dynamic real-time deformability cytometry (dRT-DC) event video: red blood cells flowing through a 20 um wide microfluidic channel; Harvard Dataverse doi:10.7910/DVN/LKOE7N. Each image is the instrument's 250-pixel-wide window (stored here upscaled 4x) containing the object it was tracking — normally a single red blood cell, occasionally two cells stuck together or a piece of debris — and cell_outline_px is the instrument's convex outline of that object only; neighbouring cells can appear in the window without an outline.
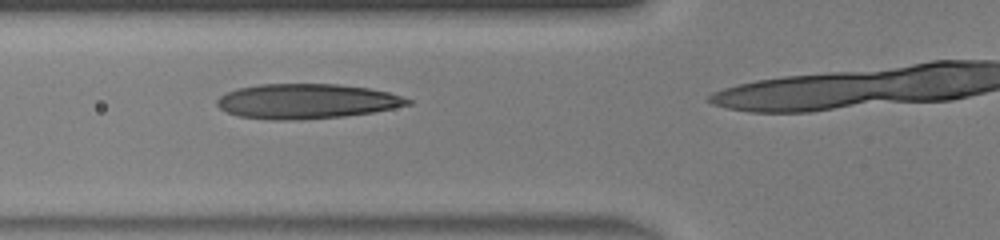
{"species": "human", "species_latin": "Homo sapiens", "temperature_condition": "warm", "stored_images_in_passage": 8, "camera_frame_rate_fps": 3000, "um_per_image_px": 0.085, "donor": {"sex": "male"}, "frame": {"image": 1, "passage_image": 5, "time_ms": 1.333, "image_size_px": [1000, 240], "cell_outline_px": [[412, 104], [372, 112], [344, 116], [300, 120], [268, 120], [240, 116], [228, 112], [220, 108], [216, 104], [216, 100], [220, 96], [228, 92], [240, 88], [260, 84], [336, 84], [368, 88], [388, 92], [412, 100]], "centroid_in_image_um": [26.05, 8.61], "position_along_channel_um": 99.7, "area_um2": 38.55}}
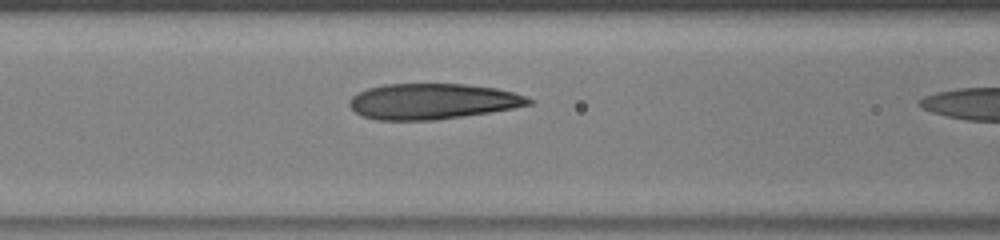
{"frame": {"image": 2, "passage_image": 7, "time_ms": 2.0, "image_size_px": [1000, 240], "cell_outline_px": [[532, 104], [512, 108], [464, 116], [436, 120], [376, 120], [364, 116], [356, 112], [348, 104], [348, 100], [352, 96], [368, 88], [384, 84], [464, 84], [496, 88], [512, 92], [524, 96], [532, 100]], "centroid_in_image_um": [36.73, 8.61], "position_along_channel_um": 129.9, "area_um2": 37.05}}